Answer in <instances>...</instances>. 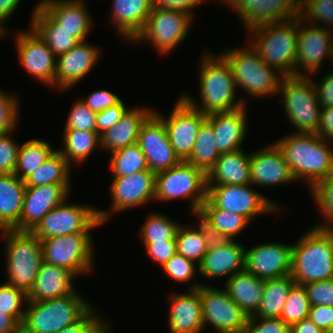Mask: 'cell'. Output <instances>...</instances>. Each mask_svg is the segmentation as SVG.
I'll return each instance as SVG.
<instances>
[{
	"label": "cell",
	"instance_id": "obj_1",
	"mask_svg": "<svg viewBox=\"0 0 333 333\" xmlns=\"http://www.w3.org/2000/svg\"><path fill=\"white\" fill-rule=\"evenodd\" d=\"M316 133H295L281 137L275 143L290 165L297 180H305L312 189L333 173V148Z\"/></svg>",
	"mask_w": 333,
	"mask_h": 333
},
{
	"label": "cell",
	"instance_id": "obj_2",
	"mask_svg": "<svg viewBox=\"0 0 333 333\" xmlns=\"http://www.w3.org/2000/svg\"><path fill=\"white\" fill-rule=\"evenodd\" d=\"M206 51L199 69L200 105L187 93L181 97L206 115L231 111L246 105L243 96L236 101V82L227 60L221 54L214 56L209 50Z\"/></svg>",
	"mask_w": 333,
	"mask_h": 333
},
{
	"label": "cell",
	"instance_id": "obj_3",
	"mask_svg": "<svg viewBox=\"0 0 333 333\" xmlns=\"http://www.w3.org/2000/svg\"><path fill=\"white\" fill-rule=\"evenodd\" d=\"M290 275L301 285L333 279V230L315 225L292 245Z\"/></svg>",
	"mask_w": 333,
	"mask_h": 333
},
{
	"label": "cell",
	"instance_id": "obj_4",
	"mask_svg": "<svg viewBox=\"0 0 333 333\" xmlns=\"http://www.w3.org/2000/svg\"><path fill=\"white\" fill-rule=\"evenodd\" d=\"M81 293L48 299L27 301L21 333H56L81 320L94 305Z\"/></svg>",
	"mask_w": 333,
	"mask_h": 333
},
{
	"label": "cell",
	"instance_id": "obj_5",
	"mask_svg": "<svg viewBox=\"0 0 333 333\" xmlns=\"http://www.w3.org/2000/svg\"><path fill=\"white\" fill-rule=\"evenodd\" d=\"M252 33V47L269 66L281 75H295L298 18L284 22L264 23L247 30Z\"/></svg>",
	"mask_w": 333,
	"mask_h": 333
},
{
	"label": "cell",
	"instance_id": "obj_6",
	"mask_svg": "<svg viewBox=\"0 0 333 333\" xmlns=\"http://www.w3.org/2000/svg\"><path fill=\"white\" fill-rule=\"evenodd\" d=\"M0 232L6 242V283L28 294L43 263L41 240L30 231Z\"/></svg>",
	"mask_w": 333,
	"mask_h": 333
},
{
	"label": "cell",
	"instance_id": "obj_7",
	"mask_svg": "<svg viewBox=\"0 0 333 333\" xmlns=\"http://www.w3.org/2000/svg\"><path fill=\"white\" fill-rule=\"evenodd\" d=\"M221 55L231 67L237 89H244L252 98L278 94L283 75L267 65L251 44L243 49L231 48Z\"/></svg>",
	"mask_w": 333,
	"mask_h": 333
},
{
	"label": "cell",
	"instance_id": "obj_8",
	"mask_svg": "<svg viewBox=\"0 0 333 333\" xmlns=\"http://www.w3.org/2000/svg\"><path fill=\"white\" fill-rule=\"evenodd\" d=\"M311 75L282 76L278 94L288 121L296 128L295 133H316L322 106L318 100Z\"/></svg>",
	"mask_w": 333,
	"mask_h": 333
},
{
	"label": "cell",
	"instance_id": "obj_9",
	"mask_svg": "<svg viewBox=\"0 0 333 333\" xmlns=\"http://www.w3.org/2000/svg\"><path fill=\"white\" fill-rule=\"evenodd\" d=\"M207 191L206 173L186 161L156 173V201L190 198V210H195L200 209L206 201Z\"/></svg>",
	"mask_w": 333,
	"mask_h": 333
},
{
	"label": "cell",
	"instance_id": "obj_10",
	"mask_svg": "<svg viewBox=\"0 0 333 333\" xmlns=\"http://www.w3.org/2000/svg\"><path fill=\"white\" fill-rule=\"evenodd\" d=\"M193 19L182 10L153 7L143 30L133 42H151L161 56L169 54L186 39Z\"/></svg>",
	"mask_w": 333,
	"mask_h": 333
},
{
	"label": "cell",
	"instance_id": "obj_11",
	"mask_svg": "<svg viewBox=\"0 0 333 333\" xmlns=\"http://www.w3.org/2000/svg\"><path fill=\"white\" fill-rule=\"evenodd\" d=\"M43 261L62 267L76 277L93 269L91 232L73 233L41 240Z\"/></svg>",
	"mask_w": 333,
	"mask_h": 333
},
{
	"label": "cell",
	"instance_id": "obj_12",
	"mask_svg": "<svg viewBox=\"0 0 333 333\" xmlns=\"http://www.w3.org/2000/svg\"><path fill=\"white\" fill-rule=\"evenodd\" d=\"M67 201L50 210L31 232L43 240L73 233L91 232L92 229L102 225L97 208L82 204L72 205Z\"/></svg>",
	"mask_w": 333,
	"mask_h": 333
},
{
	"label": "cell",
	"instance_id": "obj_13",
	"mask_svg": "<svg viewBox=\"0 0 333 333\" xmlns=\"http://www.w3.org/2000/svg\"><path fill=\"white\" fill-rule=\"evenodd\" d=\"M200 302L204 327L213 326L215 333H245L249 317L225 290L202 284Z\"/></svg>",
	"mask_w": 333,
	"mask_h": 333
},
{
	"label": "cell",
	"instance_id": "obj_14",
	"mask_svg": "<svg viewBox=\"0 0 333 333\" xmlns=\"http://www.w3.org/2000/svg\"><path fill=\"white\" fill-rule=\"evenodd\" d=\"M246 185H207V198L219 209L243 215L250 222L255 216L278 209L273 200Z\"/></svg>",
	"mask_w": 333,
	"mask_h": 333
},
{
	"label": "cell",
	"instance_id": "obj_15",
	"mask_svg": "<svg viewBox=\"0 0 333 333\" xmlns=\"http://www.w3.org/2000/svg\"><path fill=\"white\" fill-rule=\"evenodd\" d=\"M326 57L333 61V30L310 25L298 17L295 75H315Z\"/></svg>",
	"mask_w": 333,
	"mask_h": 333
},
{
	"label": "cell",
	"instance_id": "obj_16",
	"mask_svg": "<svg viewBox=\"0 0 333 333\" xmlns=\"http://www.w3.org/2000/svg\"><path fill=\"white\" fill-rule=\"evenodd\" d=\"M156 173L144 170L124 177H113L110 186L112 204L110 211L98 209V218L104 224L110 214L135 208L155 201Z\"/></svg>",
	"mask_w": 333,
	"mask_h": 333
},
{
	"label": "cell",
	"instance_id": "obj_17",
	"mask_svg": "<svg viewBox=\"0 0 333 333\" xmlns=\"http://www.w3.org/2000/svg\"><path fill=\"white\" fill-rule=\"evenodd\" d=\"M165 124L169 141L181 161L191 155L201 124L207 115L190 106L180 95L168 118L154 112Z\"/></svg>",
	"mask_w": 333,
	"mask_h": 333
},
{
	"label": "cell",
	"instance_id": "obj_18",
	"mask_svg": "<svg viewBox=\"0 0 333 333\" xmlns=\"http://www.w3.org/2000/svg\"><path fill=\"white\" fill-rule=\"evenodd\" d=\"M19 64L36 80L55 86L57 57L46 43L30 27L16 37Z\"/></svg>",
	"mask_w": 333,
	"mask_h": 333
},
{
	"label": "cell",
	"instance_id": "obj_19",
	"mask_svg": "<svg viewBox=\"0 0 333 333\" xmlns=\"http://www.w3.org/2000/svg\"><path fill=\"white\" fill-rule=\"evenodd\" d=\"M238 15L246 30L300 17L301 0H222Z\"/></svg>",
	"mask_w": 333,
	"mask_h": 333
},
{
	"label": "cell",
	"instance_id": "obj_20",
	"mask_svg": "<svg viewBox=\"0 0 333 333\" xmlns=\"http://www.w3.org/2000/svg\"><path fill=\"white\" fill-rule=\"evenodd\" d=\"M137 144L154 173L168 170L181 162L169 141L164 122L155 113L142 125Z\"/></svg>",
	"mask_w": 333,
	"mask_h": 333
},
{
	"label": "cell",
	"instance_id": "obj_21",
	"mask_svg": "<svg viewBox=\"0 0 333 333\" xmlns=\"http://www.w3.org/2000/svg\"><path fill=\"white\" fill-rule=\"evenodd\" d=\"M71 184L26 187L19 223L14 231H32L53 208L69 199Z\"/></svg>",
	"mask_w": 333,
	"mask_h": 333
},
{
	"label": "cell",
	"instance_id": "obj_22",
	"mask_svg": "<svg viewBox=\"0 0 333 333\" xmlns=\"http://www.w3.org/2000/svg\"><path fill=\"white\" fill-rule=\"evenodd\" d=\"M292 245L263 243L245 249L244 269L261 280L290 274Z\"/></svg>",
	"mask_w": 333,
	"mask_h": 333
},
{
	"label": "cell",
	"instance_id": "obj_23",
	"mask_svg": "<svg viewBox=\"0 0 333 333\" xmlns=\"http://www.w3.org/2000/svg\"><path fill=\"white\" fill-rule=\"evenodd\" d=\"M250 178L254 186H276L296 179L276 143L250 154Z\"/></svg>",
	"mask_w": 333,
	"mask_h": 333
},
{
	"label": "cell",
	"instance_id": "obj_24",
	"mask_svg": "<svg viewBox=\"0 0 333 333\" xmlns=\"http://www.w3.org/2000/svg\"><path fill=\"white\" fill-rule=\"evenodd\" d=\"M99 51L100 49L86 40L58 56L55 87L64 91L81 81L100 59Z\"/></svg>",
	"mask_w": 333,
	"mask_h": 333
},
{
	"label": "cell",
	"instance_id": "obj_25",
	"mask_svg": "<svg viewBox=\"0 0 333 333\" xmlns=\"http://www.w3.org/2000/svg\"><path fill=\"white\" fill-rule=\"evenodd\" d=\"M200 283H192L187 293H172L168 326L171 333H201L204 329L200 302Z\"/></svg>",
	"mask_w": 333,
	"mask_h": 333
},
{
	"label": "cell",
	"instance_id": "obj_26",
	"mask_svg": "<svg viewBox=\"0 0 333 333\" xmlns=\"http://www.w3.org/2000/svg\"><path fill=\"white\" fill-rule=\"evenodd\" d=\"M37 5L59 28L71 32L79 42L86 41L93 21L81 0H42Z\"/></svg>",
	"mask_w": 333,
	"mask_h": 333
},
{
	"label": "cell",
	"instance_id": "obj_27",
	"mask_svg": "<svg viewBox=\"0 0 333 333\" xmlns=\"http://www.w3.org/2000/svg\"><path fill=\"white\" fill-rule=\"evenodd\" d=\"M246 106L207 115L206 120L213 127L220 154L234 152L242 148V141L248 133Z\"/></svg>",
	"mask_w": 333,
	"mask_h": 333
},
{
	"label": "cell",
	"instance_id": "obj_28",
	"mask_svg": "<svg viewBox=\"0 0 333 333\" xmlns=\"http://www.w3.org/2000/svg\"><path fill=\"white\" fill-rule=\"evenodd\" d=\"M145 108H128L114 126L100 134V148L112 153L137 143L142 125L155 112Z\"/></svg>",
	"mask_w": 333,
	"mask_h": 333
},
{
	"label": "cell",
	"instance_id": "obj_29",
	"mask_svg": "<svg viewBox=\"0 0 333 333\" xmlns=\"http://www.w3.org/2000/svg\"><path fill=\"white\" fill-rule=\"evenodd\" d=\"M245 248L231 240L224 246L209 249L198 265V272L203 278L232 277L244 270Z\"/></svg>",
	"mask_w": 333,
	"mask_h": 333
},
{
	"label": "cell",
	"instance_id": "obj_30",
	"mask_svg": "<svg viewBox=\"0 0 333 333\" xmlns=\"http://www.w3.org/2000/svg\"><path fill=\"white\" fill-rule=\"evenodd\" d=\"M74 278L77 277L67 269L43 261L27 300L43 301L72 294L76 291Z\"/></svg>",
	"mask_w": 333,
	"mask_h": 333
},
{
	"label": "cell",
	"instance_id": "obj_31",
	"mask_svg": "<svg viewBox=\"0 0 333 333\" xmlns=\"http://www.w3.org/2000/svg\"><path fill=\"white\" fill-rule=\"evenodd\" d=\"M152 9L153 0H113L110 20L117 33L132 42L143 30Z\"/></svg>",
	"mask_w": 333,
	"mask_h": 333
},
{
	"label": "cell",
	"instance_id": "obj_32",
	"mask_svg": "<svg viewBox=\"0 0 333 333\" xmlns=\"http://www.w3.org/2000/svg\"><path fill=\"white\" fill-rule=\"evenodd\" d=\"M207 185H246L251 183L250 154L242 149L223 153L206 174Z\"/></svg>",
	"mask_w": 333,
	"mask_h": 333
},
{
	"label": "cell",
	"instance_id": "obj_33",
	"mask_svg": "<svg viewBox=\"0 0 333 333\" xmlns=\"http://www.w3.org/2000/svg\"><path fill=\"white\" fill-rule=\"evenodd\" d=\"M226 279L224 290L230 298L248 317L255 315L263 296L265 280L255 277L245 269Z\"/></svg>",
	"mask_w": 333,
	"mask_h": 333
},
{
	"label": "cell",
	"instance_id": "obj_34",
	"mask_svg": "<svg viewBox=\"0 0 333 333\" xmlns=\"http://www.w3.org/2000/svg\"><path fill=\"white\" fill-rule=\"evenodd\" d=\"M25 189V181L14 173L0 174V231L19 223Z\"/></svg>",
	"mask_w": 333,
	"mask_h": 333
},
{
	"label": "cell",
	"instance_id": "obj_35",
	"mask_svg": "<svg viewBox=\"0 0 333 333\" xmlns=\"http://www.w3.org/2000/svg\"><path fill=\"white\" fill-rule=\"evenodd\" d=\"M31 28L46 43L56 57L65 54L75 47L79 41L71 32L59 28L38 5L32 11Z\"/></svg>",
	"mask_w": 333,
	"mask_h": 333
},
{
	"label": "cell",
	"instance_id": "obj_36",
	"mask_svg": "<svg viewBox=\"0 0 333 333\" xmlns=\"http://www.w3.org/2000/svg\"><path fill=\"white\" fill-rule=\"evenodd\" d=\"M295 281L290 274L265 280L263 296L255 317L280 318Z\"/></svg>",
	"mask_w": 333,
	"mask_h": 333
},
{
	"label": "cell",
	"instance_id": "obj_37",
	"mask_svg": "<svg viewBox=\"0 0 333 333\" xmlns=\"http://www.w3.org/2000/svg\"><path fill=\"white\" fill-rule=\"evenodd\" d=\"M63 144L64 147L57 151L70 165L83 163L95 148L101 147L100 135L97 132L77 129H64Z\"/></svg>",
	"mask_w": 333,
	"mask_h": 333
},
{
	"label": "cell",
	"instance_id": "obj_38",
	"mask_svg": "<svg viewBox=\"0 0 333 333\" xmlns=\"http://www.w3.org/2000/svg\"><path fill=\"white\" fill-rule=\"evenodd\" d=\"M220 156L213 127L205 120L199 127L193 151L186 162L207 174Z\"/></svg>",
	"mask_w": 333,
	"mask_h": 333
},
{
	"label": "cell",
	"instance_id": "obj_39",
	"mask_svg": "<svg viewBox=\"0 0 333 333\" xmlns=\"http://www.w3.org/2000/svg\"><path fill=\"white\" fill-rule=\"evenodd\" d=\"M71 166L56 150L41 166L32 172L24 181L26 187L47 184H71Z\"/></svg>",
	"mask_w": 333,
	"mask_h": 333
},
{
	"label": "cell",
	"instance_id": "obj_40",
	"mask_svg": "<svg viewBox=\"0 0 333 333\" xmlns=\"http://www.w3.org/2000/svg\"><path fill=\"white\" fill-rule=\"evenodd\" d=\"M53 146L42 139H31L19 148L14 174L25 180L41 166L54 152Z\"/></svg>",
	"mask_w": 333,
	"mask_h": 333
},
{
	"label": "cell",
	"instance_id": "obj_41",
	"mask_svg": "<svg viewBox=\"0 0 333 333\" xmlns=\"http://www.w3.org/2000/svg\"><path fill=\"white\" fill-rule=\"evenodd\" d=\"M109 168L112 177H124L144 170H149L143 151L137 143L111 153Z\"/></svg>",
	"mask_w": 333,
	"mask_h": 333
},
{
	"label": "cell",
	"instance_id": "obj_42",
	"mask_svg": "<svg viewBox=\"0 0 333 333\" xmlns=\"http://www.w3.org/2000/svg\"><path fill=\"white\" fill-rule=\"evenodd\" d=\"M201 209L212 220L214 228L226 234L231 240L251 223L243 215L217 208L208 198L202 204Z\"/></svg>",
	"mask_w": 333,
	"mask_h": 333
},
{
	"label": "cell",
	"instance_id": "obj_43",
	"mask_svg": "<svg viewBox=\"0 0 333 333\" xmlns=\"http://www.w3.org/2000/svg\"><path fill=\"white\" fill-rule=\"evenodd\" d=\"M179 227L180 224L172 221L168 216L152 212L141 226L139 236L142 239L141 242L176 240Z\"/></svg>",
	"mask_w": 333,
	"mask_h": 333
},
{
	"label": "cell",
	"instance_id": "obj_44",
	"mask_svg": "<svg viewBox=\"0 0 333 333\" xmlns=\"http://www.w3.org/2000/svg\"><path fill=\"white\" fill-rule=\"evenodd\" d=\"M176 246L178 254L183 255L194 263L197 262V266L208 251L202 235L194 229L193 225H180L176 235Z\"/></svg>",
	"mask_w": 333,
	"mask_h": 333
},
{
	"label": "cell",
	"instance_id": "obj_45",
	"mask_svg": "<svg viewBox=\"0 0 333 333\" xmlns=\"http://www.w3.org/2000/svg\"><path fill=\"white\" fill-rule=\"evenodd\" d=\"M310 307L304 285L295 283L289 292L280 318L291 327L309 317Z\"/></svg>",
	"mask_w": 333,
	"mask_h": 333
},
{
	"label": "cell",
	"instance_id": "obj_46",
	"mask_svg": "<svg viewBox=\"0 0 333 333\" xmlns=\"http://www.w3.org/2000/svg\"><path fill=\"white\" fill-rule=\"evenodd\" d=\"M310 192L325 221L316 227L333 230V173L318 182Z\"/></svg>",
	"mask_w": 333,
	"mask_h": 333
},
{
	"label": "cell",
	"instance_id": "obj_47",
	"mask_svg": "<svg viewBox=\"0 0 333 333\" xmlns=\"http://www.w3.org/2000/svg\"><path fill=\"white\" fill-rule=\"evenodd\" d=\"M27 301V294L24 291L7 283L0 286V310L9 314L20 326L26 309L22 307Z\"/></svg>",
	"mask_w": 333,
	"mask_h": 333
},
{
	"label": "cell",
	"instance_id": "obj_48",
	"mask_svg": "<svg viewBox=\"0 0 333 333\" xmlns=\"http://www.w3.org/2000/svg\"><path fill=\"white\" fill-rule=\"evenodd\" d=\"M300 18L309 24L314 22V25L316 21L322 22V27L332 29L333 0H301Z\"/></svg>",
	"mask_w": 333,
	"mask_h": 333
},
{
	"label": "cell",
	"instance_id": "obj_49",
	"mask_svg": "<svg viewBox=\"0 0 333 333\" xmlns=\"http://www.w3.org/2000/svg\"><path fill=\"white\" fill-rule=\"evenodd\" d=\"M197 263L185 258L183 255L176 253L172 256L162 267L167 275L179 283L190 284L191 280H194V276L198 272Z\"/></svg>",
	"mask_w": 333,
	"mask_h": 333
},
{
	"label": "cell",
	"instance_id": "obj_50",
	"mask_svg": "<svg viewBox=\"0 0 333 333\" xmlns=\"http://www.w3.org/2000/svg\"><path fill=\"white\" fill-rule=\"evenodd\" d=\"M191 213L198 218V223L194 229L202 235L208 250L224 246L231 241L226 234L214 228L212 220L201 208L192 210Z\"/></svg>",
	"mask_w": 333,
	"mask_h": 333
},
{
	"label": "cell",
	"instance_id": "obj_51",
	"mask_svg": "<svg viewBox=\"0 0 333 333\" xmlns=\"http://www.w3.org/2000/svg\"><path fill=\"white\" fill-rule=\"evenodd\" d=\"M19 101L13 94L0 89V135L13 132L19 115Z\"/></svg>",
	"mask_w": 333,
	"mask_h": 333
},
{
	"label": "cell",
	"instance_id": "obj_52",
	"mask_svg": "<svg viewBox=\"0 0 333 333\" xmlns=\"http://www.w3.org/2000/svg\"><path fill=\"white\" fill-rule=\"evenodd\" d=\"M96 114L78 99L68 114L65 129L96 132Z\"/></svg>",
	"mask_w": 333,
	"mask_h": 333
},
{
	"label": "cell",
	"instance_id": "obj_53",
	"mask_svg": "<svg viewBox=\"0 0 333 333\" xmlns=\"http://www.w3.org/2000/svg\"><path fill=\"white\" fill-rule=\"evenodd\" d=\"M99 316V312L92 308L81 320L56 333H109L110 323Z\"/></svg>",
	"mask_w": 333,
	"mask_h": 333
},
{
	"label": "cell",
	"instance_id": "obj_54",
	"mask_svg": "<svg viewBox=\"0 0 333 333\" xmlns=\"http://www.w3.org/2000/svg\"><path fill=\"white\" fill-rule=\"evenodd\" d=\"M10 135L11 132L0 135V174L15 172L20 144Z\"/></svg>",
	"mask_w": 333,
	"mask_h": 333
},
{
	"label": "cell",
	"instance_id": "obj_55",
	"mask_svg": "<svg viewBox=\"0 0 333 333\" xmlns=\"http://www.w3.org/2000/svg\"><path fill=\"white\" fill-rule=\"evenodd\" d=\"M310 305L333 306V279L304 284Z\"/></svg>",
	"mask_w": 333,
	"mask_h": 333
},
{
	"label": "cell",
	"instance_id": "obj_56",
	"mask_svg": "<svg viewBox=\"0 0 333 333\" xmlns=\"http://www.w3.org/2000/svg\"><path fill=\"white\" fill-rule=\"evenodd\" d=\"M245 333H290V326L282 318H263L253 315L248 318Z\"/></svg>",
	"mask_w": 333,
	"mask_h": 333
},
{
	"label": "cell",
	"instance_id": "obj_57",
	"mask_svg": "<svg viewBox=\"0 0 333 333\" xmlns=\"http://www.w3.org/2000/svg\"><path fill=\"white\" fill-rule=\"evenodd\" d=\"M143 243L146 254L161 267L177 253L176 240Z\"/></svg>",
	"mask_w": 333,
	"mask_h": 333
},
{
	"label": "cell",
	"instance_id": "obj_58",
	"mask_svg": "<svg viewBox=\"0 0 333 333\" xmlns=\"http://www.w3.org/2000/svg\"><path fill=\"white\" fill-rule=\"evenodd\" d=\"M128 108L121 99L117 104L96 114V132L100 135L114 126Z\"/></svg>",
	"mask_w": 333,
	"mask_h": 333
},
{
	"label": "cell",
	"instance_id": "obj_59",
	"mask_svg": "<svg viewBox=\"0 0 333 333\" xmlns=\"http://www.w3.org/2000/svg\"><path fill=\"white\" fill-rule=\"evenodd\" d=\"M81 100L90 110L98 113L117 104L121 97L102 89L92 92L88 97L81 98Z\"/></svg>",
	"mask_w": 333,
	"mask_h": 333
},
{
	"label": "cell",
	"instance_id": "obj_60",
	"mask_svg": "<svg viewBox=\"0 0 333 333\" xmlns=\"http://www.w3.org/2000/svg\"><path fill=\"white\" fill-rule=\"evenodd\" d=\"M309 318L318 328L327 333H333V306H311Z\"/></svg>",
	"mask_w": 333,
	"mask_h": 333
},
{
	"label": "cell",
	"instance_id": "obj_61",
	"mask_svg": "<svg viewBox=\"0 0 333 333\" xmlns=\"http://www.w3.org/2000/svg\"><path fill=\"white\" fill-rule=\"evenodd\" d=\"M312 82L322 108L333 106V70L324 75L318 85L313 79Z\"/></svg>",
	"mask_w": 333,
	"mask_h": 333
},
{
	"label": "cell",
	"instance_id": "obj_62",
	"mask_svg": "<svg viewBox=\"0 0 333 333\" xmlns=\"http://www.w3.org/2000/svg\"><path fill=\"white\" fill-rule=\"evenodd\" d=\"M202 2L205 0H153V7L182 10L194 16L192 9Z\"/></svg>",
	"mask_w": 333,
	"mask_h": 333
},
{
	"label": "cell",
	"instance_id": "obj_63",
	"mask_svg": "<svg viewBox=\"0 0 333 333\" xmlns=\"http://www.w3.org/2000/svg\"><path fill=\"white\" fill-rule=\"evenodd\" d=\"M316 134L322 139L333 141V106L322 108Z\"/></svg>",
	"mask_w": 333,
	"mask_h": 333
},
{
	"label": "cell",
	"instance_id": "obj_64",
	"mask_svg": "<svg viewBox=\"0 0 333 333\" xmlns=\"http://www.w3.org/2000/svg\"><path fill=\"white\" fill-rule=\"evenodd\" d=\"M21 0H0V32L5 36L8 33L4 26L5 21L9 20L16 11Z\"/></svg>",
	"mask_w": 333,
	"mask_h": 333
},
{
	"label": "cell",
	"instance_id": "obj_65",
	"mask_svg": "<svg viewBox=\"0 0 333 333\" xmlns=\"http://www.w3.org/2000/svg\"><path fill=\"white\" fill-rule=\"evenodd\" d=\"M0 333H21V326L2 310H0Z\"/></svg>",
	"mask_w": 333,
	"mask_h": 333
},
{
	"label": "cell",
	"instance_id": "obj_66",
	"mask_svg": "<svg viewBox=\"0 0 333 333\" xmlns=\"http://www.w3.org/2000/svg\"><path fill=\"white\" fill-rule=\"evenodd\" d=\"M290 333H327L318 328L310 318H305L290 327Z\"/></svg>",
	"mask_w": 333,
	"mask_h": 333
}]
</instances>
